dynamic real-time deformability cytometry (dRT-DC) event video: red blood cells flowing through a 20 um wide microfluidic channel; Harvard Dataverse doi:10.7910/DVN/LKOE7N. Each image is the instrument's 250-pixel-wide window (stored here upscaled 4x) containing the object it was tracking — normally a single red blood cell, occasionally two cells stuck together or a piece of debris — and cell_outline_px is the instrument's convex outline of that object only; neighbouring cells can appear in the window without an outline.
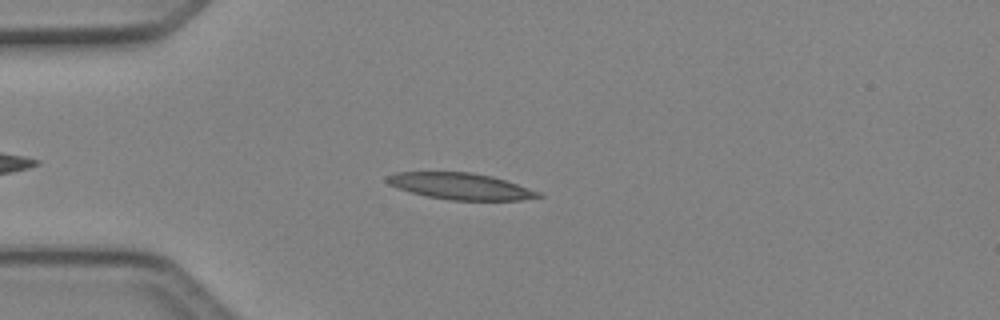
{"species": "Egyptian fruit bat (a non-hibernating species)", "species_latin": "Rousettus aegyptiacus", "temperature_condition": "cold", "stored_images_in_passage": 3, "camera_frame_rate_fps": 3000, "um_per_image_px": 0.085, "animal": {"sex": "female"}, "frame": {"image": 1, "passage_image": 3, "time_ms": 0.667, "image_size_px": [1000, 320], "cell_outline_px": [[544, 196], [520, 200], [448, 200], [428, 196], [396, 188], [388, 184], [384, 180], [384, 176], [396, 172], [472, 172], [492, 176], [540, 192]], "centroid_in_image_um": [39.08, 15.82], "position_along_channel_um": 45.9, "area_um2": 23.29}}